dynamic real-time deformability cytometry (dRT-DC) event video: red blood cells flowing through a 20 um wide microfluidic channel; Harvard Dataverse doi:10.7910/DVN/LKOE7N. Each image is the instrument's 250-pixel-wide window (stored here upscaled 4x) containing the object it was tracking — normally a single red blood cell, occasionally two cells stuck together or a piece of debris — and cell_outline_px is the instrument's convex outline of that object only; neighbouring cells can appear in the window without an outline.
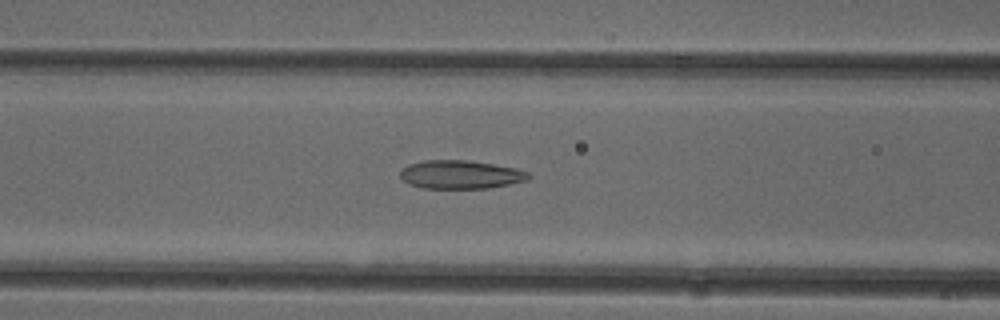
{"species": "common noctule bat (a hibernating species)", "species_latin": "Nyctalus noctula", "temperature_condition": "cold", "stored_images_in_passage": 32, "camera_frame_rate_fps": 3000, "um_per_image_px": 0.085, "animal": {"sex": "female"}, "frame": {"image": 1, "passage_image": 9, "time_ms": 2.667, "image_size_px": [1000, 320], "cell_outline_px": [[532, 176], [528, 180], [488, 188], [420, 188], [408, 184], [400, 176], [400, 172], [408, 164], [424, 160], [464, 160], [492, 164], [516, 168], [528, 172]], "centroid_in_image_um": [39.14, 14.84], "position_along_channel_um": 127.5, "area_um2": 21.21}}
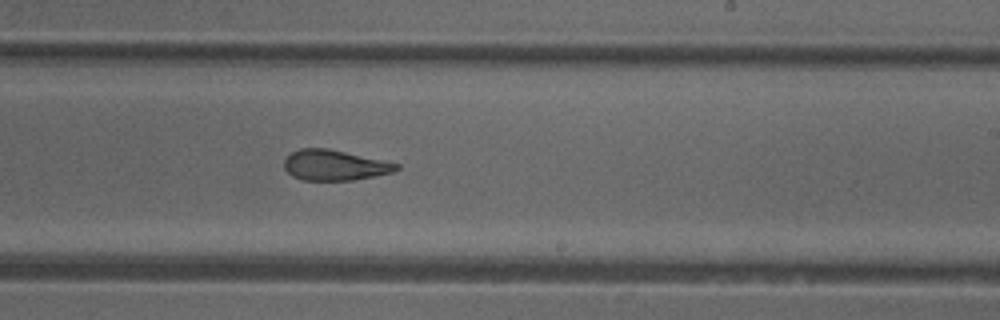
{"frame": {"image": 2, "passage_image": 19, "time_ms": 6.0, "image_size_px": [1000, 320], "cell_outline_px": [[400, 168], [392, 172], [376, 176], [352, 180], [304, 180], [292, 176], [284, 168], [284, 160], [292, 152], [300, 148], [328, 148], [384, 160], [400, 164]], "centroid_in_image_um": [28.45, 14.04], "position_along_channel_um": 260.5, "area_um2": 19.94}}
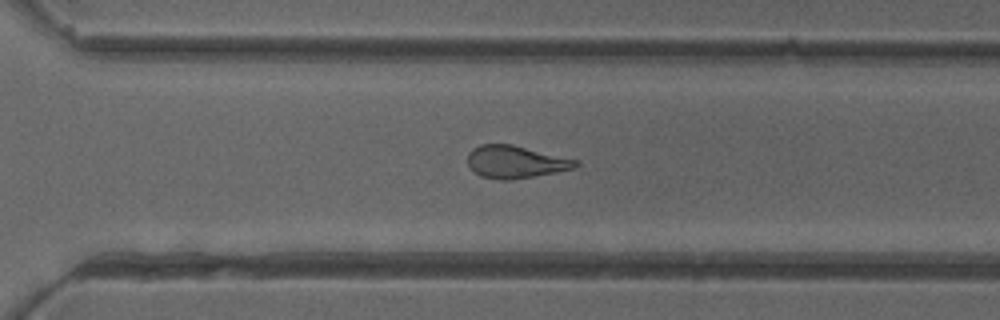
{"frame": {"image": 3, "passage_image": 24, "time_ms": 7.667, "image_size_px": [1000, 320], "cell_outline_px": [[580, 164], [576, 168], [556, 172], [508, 180], [500, 180], [480, 176], [468, 164], [468, 152], [472, 148], [480, 144], [512, 144], [580, 160]], "centroid_in_image_um": [43.85, 13.75], "position_along_channel_um": 326.7, "area_um2": 20.52}, "authors_computed_cell_mechanics": {"area_um2": 20.8947, "velocity_mm_per_s": 3.9971, "shape_relaxation_time_tau1_ms": null, "shape_relaxation_time_tau2_ms": 2.9213, "deformation_change_tau1": null, "deformation_change_tau2": 0.1214}}